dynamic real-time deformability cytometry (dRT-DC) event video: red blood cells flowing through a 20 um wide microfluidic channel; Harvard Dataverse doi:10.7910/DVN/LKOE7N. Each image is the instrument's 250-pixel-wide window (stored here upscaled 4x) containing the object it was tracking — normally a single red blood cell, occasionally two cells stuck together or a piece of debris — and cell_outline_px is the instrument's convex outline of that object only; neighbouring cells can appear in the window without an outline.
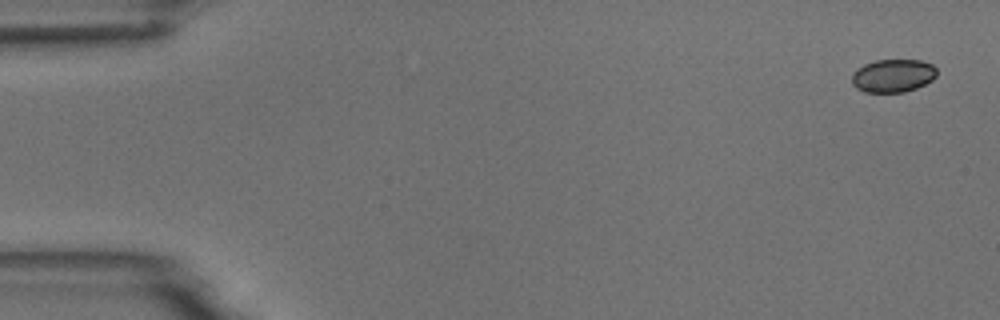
{"species": "common noctule bat (a hibernating species)", "species_latin": "Nyctalus noctula", "temperature_condition": "room temperature", "stored_images_in_passage": 6, "segment_of_instrument_passage": [1, 2], "camera_frame_rate_fps": 3000, "um_per_image_px": 0.085, "animal": {"sex": "male", "body_mass_g": 18.8}, "frame": {"image": 1, "passage_image": 1, "time_ms": 0.0, "image_size_px": [1000, 320], "cell_outline_px": [[936, 76], [932, 80], [916, 88], [904, 92], [864, 92], [856, 88], [852, 84], [852, 72], [864, 64], [876, 60], [920, 60], [932, 64], [936, 68]], "centroid_in_image_um": [75.89, 6.43], "position_along_channel_um": 9.1, "area_um2": 16.42}}
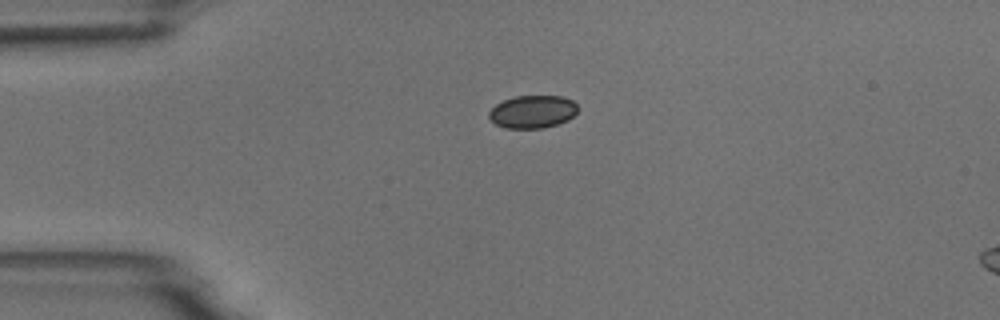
{"frame": {"image": 2, "passage_image": 4, "time_ms": 3.667, "image_size_px": [1000, 320], "cell_outline_px": [[580, 108], [568, 120], [544, 128], [504, 128], [496, 124], [488, 116], [488, 112], [496, 104], [504, 100], [516, 96], [560, 96], [572, 100]], "centroid_in_image_um": [45.27, 9.49], "position_along_channel_um": 39.7, "area_um2": 16.94}}